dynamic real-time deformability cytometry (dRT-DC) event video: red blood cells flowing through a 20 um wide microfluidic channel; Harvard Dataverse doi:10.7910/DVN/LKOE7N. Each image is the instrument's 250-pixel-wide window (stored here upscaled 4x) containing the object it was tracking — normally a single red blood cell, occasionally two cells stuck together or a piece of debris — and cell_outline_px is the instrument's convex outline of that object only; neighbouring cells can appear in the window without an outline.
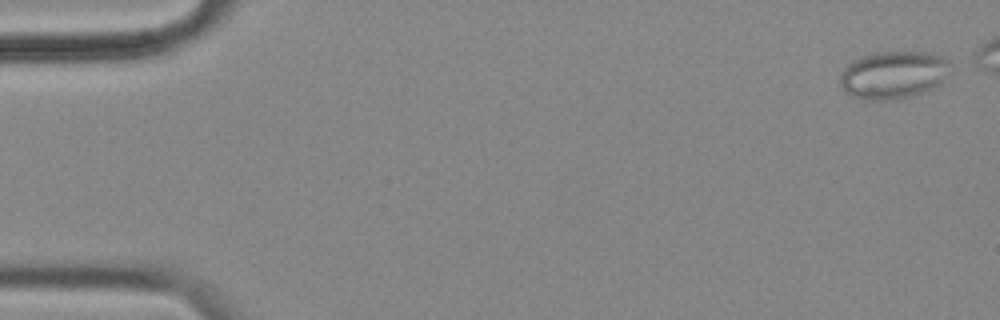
{"species": "common noctule bat (a hibernating species)", "species_latin": "Nyctalus noctula", "temperature_condition": "cold", "stored_images_in_passage": 50, "camera_frame_rate_fps": 3000, "um_per_image_px": 0.085, "animal": {"sex": "female", "body_mass_g": 18.4}, "frame": {"image": 1, "passage_image": 2, "time_ms": 0.333, "image_size_px": [1000, 320], "cell_outline_px": [[952, 72], [940, 84], [924, 92], [912, 96], [896, 100], [864, 100], [852, 96], [844, 92], [840, 84], [840, 72], [852, 60], [860, 56], [876, 52], [928, 52], [940, 56], [948, 60], [952, 64]], "centroid_in_image_um": [75.95, 6.37], "position_along_channel_um": 9.0, "area_um2": 31.33}}
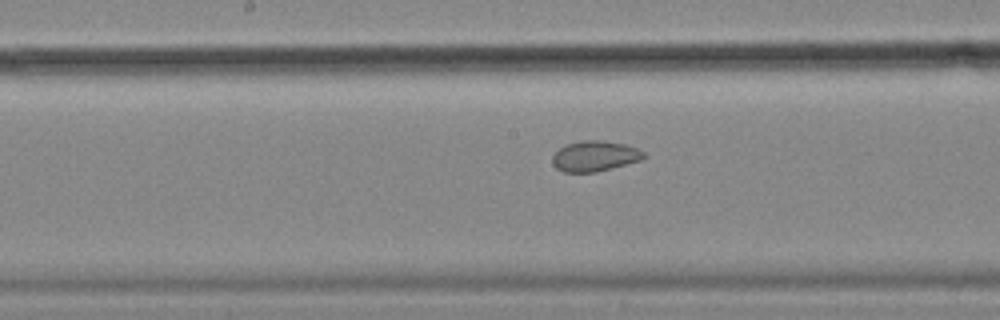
{"frame": {"image": 2, "passage_image": 29, "time_ms": 9.333, "image_size_px": [1000, 320], "cell_outline_px": [[644, 156], [640, 160], [612, 168], [596, 172], [564, 172], [556, 168], [552, 164], [552, 156], [560, 148], [568, 144], [584, 140], [604, 140], [624, 144], [636, 148], [644, 152]], "centroid_in_image_um": [50.53, 13.27], "position_along_channel_um": 197.7, "area_um2": 16.07}}
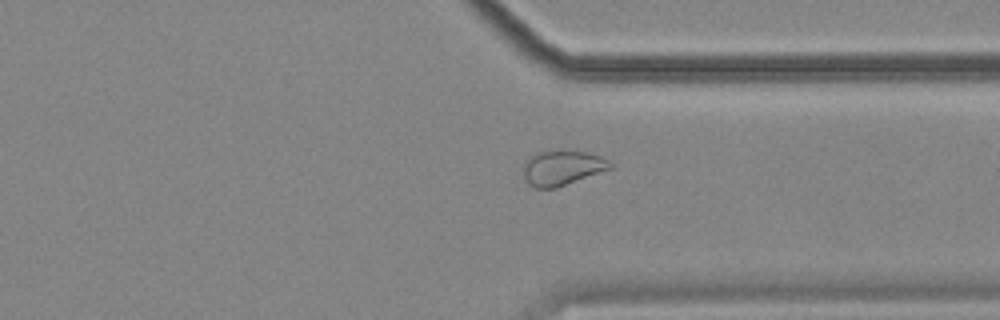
{"frame": {"image": 3, "passage_image": 43, "time_ms": 14.0, "image_size_px": [1000, 320], "cell_outline_px": [[612, 168], [556, 188], [536, 188], [528, 184], [524, 176], [524, 160], [536, 152], [560, 148], [584, 152], [600, 156], [608, 160], [612, 164]], "centroid_in_image_um": [47.75, 14.23], "position_along_channel_um": 363.6, "area_um2": 17.98}}